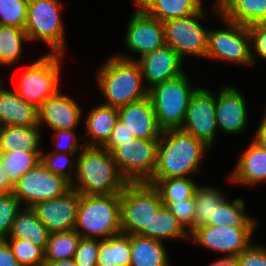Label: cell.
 <instances>
[{"label":"cell","mask_w":266,"mask_h":266,"mask_svg":"<svg viewBox=\"0 0 266 266\" xmlns=\"http://www.w3.org/2000/svg\"><path fill=\"white\" fill-rule=\"evenodd\" d=\"M208 151L211 149L202 141L180 128L164 130L159 138L157 163L151 179L194 176L201 170L202 156Z\"/></svg>","instance_id":"cell-1"},{"label":"cell","mask_w":266,"mask_h":266,"mask_svg":"<svg viewBox=\"0 0 266 266\" xmlns=\"http://www.w3.org/2000/svg\"><path fill=\"white\" fill-rule=\"evenodd\" d=\"M71 189L80 195L121 194L127 181L119 173L109 151L84 146L78 153Z\"/></svg>","instance_id":"cell-2"},{"label":"cell","mask_w":266,"mask_h":266,"mask_svg":"<svg viewBox=\"0 0 266 266\" xmlns=\"http://www.w3.org/2000/svg\"><path fill=\"white\" fill-rule=\"evenodd\" d=\"M97 71L96 81L105 102L102 104L119 108L148 97L140 65L116 55L107 58Z\"/></svg>","instance_id":"cell-3"},{"label":"cell","mask_w":266,"mask_h":266,"mask_svg":"<svg viewBox=\"0 0 266 266\" xmlns=\"http://www.w3.org/2000/svg\"><path fill=\"white\" fill-rule=\"evenodd\" d=\"M74 230L103 240L121 233L120 194L80 195Z\"/></svg>","instance_id":"cell-4"},{"label":"cell","mask_w":266,"mask_h":266,"mask_svg":"<svg viewBox=\"0 0 266 266\" xmlns=\"http://www.w3.org/2000/svg\"><path fill=\"white\" fill-rule=\"evenodd\" d=\"M162 206L151 184L127 183L120 194L121 233L151 238L152 218Z\"/></svg>","instance_id":"cell-5"},{"label":"cell","mask_w":266,"mask_h":266,"mask_svg":"<svg viewBox=\"0 0 266 266\" xmlns=\"http://www.w3.org/2000/svg\"><path fill=\"white\" fill-rule=\"evenodd\" d=\"M190 85L189 76L185 72L148 90L157 124L162 131L181 128L191 97L199 88Z\"/></svg>","instance_id":"cell-6"},{"label":"cell","mask_w":266,"mask_h":266,"mask_svg":"<svg viewBox=\"0 0 266 266\" xmlns=\"http://www.w3.org/2000/svg\"><path fill=\"white\" fill-rule=\"evenodd\" d=\"M60 0H29L25 33L29 41L42 40L51 49L48 53L65 54V28Z\"/></svg>","instance_id":"cell-7"},{"label":"cell","mask_w":266,"mask_h":266,"mask_svg":"<svg viewBox=\"0 0 266 266\" xmlns=\"http://www.w3.org/2000/svg\"><path fill=\"white\" fill-rule=\"evenodd\" d=\"M64 55L46 53L30 64L21 74L17 94L27 103L39 108L60 89L61 59Z\"/></svg>","instance_id":"cell-8"},{"label":"cell","mask_w":266,"mask_h":266,"mask_svg":"<svg viewBox=\"0 0 266 266\" xmlns=\"http://www.w3.org/2000/svg\"><path fill=\"white\" fill-rule=\"evenodd\" d=\"M159 139L134 138L111 152L117 169L127 183L148 182L157 163Z\"/></svg>","instance_id":"cell-9"},{"label":"cell","mask_w":266,"mask_h":266,"mask_svg":"<svg viewBox=\"0 0 266 266\" xmlns=\"http://www.w3.org/2000/svg\"><path fill=\"white\" fill-rule=\"evenodd\" d=\"M220 19L225 28L209 29L205 58L252 66L251 38L247 26Z\"/></svg>","instance_id":"cell-10"},{"label":"cell","mask_w":266,"mask_h":266,"mask_svg":"<svg viewBox=\"0 0 266 266\" xmlns=\"http://www.w3.org/2000/svg\"><path fill=\"white\" fill-rule=\"evenodd\" d=\"M205 13L202 8L188 17L163 23L166 45L172 47L182 59L186 55L205 58L209 32L208 27H203L201 23L206 17Z\"/></svg>","instance_id":"cell-11"},{"label":"cell","mask_w":266,"mask_h":266,"mask_svg":"<svg viewBox=\"0 0 266 266\" xmlns=\"http://www.w3.org/2000/svg\"><path fill=\"white\" fill-rule=\"evenodd\" d=\"M71 190V183L64 177L48 170L40 162L22 175L14 185L13 193L22 207H32L35 203L62 197Z\"/></svg>","instance_id":"cell-12"},{"label":"cell","mask_w":266,"mask_h":266,"mask_svg":"<svg viewBox=\"0 0 266 266\" xmlns=\"http://www.w3.org/2000/svg\"><path fill=\"white\" fill-rule=\"evenodd\" d=\"M182 130L192 134L210 149L216 141L217 121L215 94L208 89L199 87L189 102ZM217 133V134H216Z\"/></svg>","instance_id":"cell-13"},{"label":"cell","mask_w":266,"mask_h":266,"mask_svg":"<svg viewBox=\"0 0 266 266\" xmlns=\"http://www.w3.org/2000/svg\"><path fill=\"white\" fill-rule=\"evenodd\" d=\"M255 229L204 225L194 229L189 239L204 248L225 254V258H236L253 243Z\"/></svg>","instance_id":"cell-14"},{"label":"cell","mask_w":266,"mask_h":266,"mask_svg":"<svg viewBox=\"0 0 266 266\" xmlns=\"http://www.w3.org/2000/svg\"><path fill=\"white\" fill-rule=\"evenodd\" d=\"M137 9L126 27L125 45L129 51L140 54L139 58L166 45L163 23L149 16L135 3Z\"/></svg>","instance_id":"cell-15"},{"label":"cell","mask_w":266,"mask_h":266,"mask_svg":"<svg viewBox=\"0 0 266 266\" xmlns=\"http://www.w3.org/2000/svg\"><path fill=\"white\" fill-rule=\"evenodd\" d=\"M80 194L71 189L62 197L35 203L31 209L49 233L74 230Z\"/></svg>","instance_id":"cell-16"},{"label":"cell","mask_w":266,"mask_h":266,"mask_svg":"<svg viewBox=\"0 0 266 266\" xmlns=\"http://www.w3.org/2000/svg\"><path fill=\"white\" fill-rule=\"evenodd\" d=\"M119 58L137 61L140 65L142 77L145 79L146 87L174 79L183 73V59L170 46L157 49L141 58L133 59L128 55H116Z\"/></svg>","instance_id":"cell-17"},{"label":"cell","mask_w":266,"mask_h":266,"mask_svg":"<svg viewBox=\"0 0 266 266\" xmlns=\"http://www.w3.org/2000/svg\"><path fill=\"white\" fill-rule=\"evenodd\" d=\"M218 130L226 134H239L248 126L247 103L237 87L223 85L215 94Z\"/></svg>","instance_id":"cell-18"},{"label":"cell","mask_w":266,"mask_h":266,"mask_svg":"<svg viewBox=\"0 0 266 266\" xmlns=\"http://www.w3.org/2000/svg\"><path fill=\"white\" fill-rule=\"evenodd\" d=\"M39 127L46 123L52 131L75 130L81 123L82 108L75 99L64 95L60 90L38 108Z\"/></svg>","instance_id":"cell-19"},{"label":"cell","mask_w":266,"mask_h":266,"mask_svg":"<svg viewBox=\"0 0 266 266\" xmlns=\"http://www.w3.org/2000/svg\"><path fill=\"white\" fill-rule=\"evenodd\" d=\"M118 120L138 139H159L162 130L149 97L117 108Z\"/></svg>","instance_id":"cell-20"},{"label":"cell","mask_w":266,"mask_h":266,"mask_svg":"<svg viewBox=\"0 0 266 266\" xmlns=\"http://www.w3.org/2000/svg\"><path fill=\"white\" fill-rule=\"evenodd\" d=\"M229 180L234 184L255 186L266 181V150L253 140L239 156Z\"/></svg>","instance_id":"cell-21"},{"label":"cell","mask_w":266,"mask_h":266,"mask_svg":"<svg viewBox=\"0 0 266 266\" xmlns=\"http://www.w3.org/2000/svg\"><path fill=\"white\" fill-rule=\"evenodd\" d=\"M212 12L219 18L249 26L266 23V0H214Z\"/></svg>","instance_id":"cell-22"},{"label":"cell","mask_w":266,"mask_h":266,"mask_svg":"<svg viewBox=\"0 0 266 266\" xmlns=\"http://www.w3.org/2000/svg\"><path fill=\"white\" fill-rule=\"evenodd\" d=\"M0 82V127L39 126L38 108L24 101L17 92L4 89Z\"/></svg>","instance_id":"cell-23"},{"label":"cell","mask_w":266,"mask_h":266,"mask_svg":"<svg viewBox=\"0 0 266 266\" xmlns=\"http://www.w3.org/2000/svg\"><path fill=\"white\" fill-rule=\"evenodd\" d=\"M84 121L86 142L89 147H103L109 140L111 133L118 121V110L115 107L99 104L88 111Z\"/></svg>","instance_id":"cell-24"},{"label":"cell","mask_w":266,"mask_h":266,"mask_svg":"<svg viewBox=\"0 0 266 266\" xmlns=\"http://www.w3.org/2000/svg\"><path fill=\"white\" fill-rule=\"evenodd\" d=\"M203 0H133L149 16L160 22L184 18L199 12Z\"/></svg>","instance_id":"cell-25"},{"label":"cell","mask_w":266,"mask_h":266,"mask_svg":"<svg viewBox=\"0 0 266 266\" xmlns=\"http://www.w3.org/2000/svg\"><path fill=\"white\" fill-rule=\"evenodd\" d=\"M130 266H170L169 254L163 241L130 235Z\"/></svg>","instance_id":"cell-26"},{"label":"cell","mask_w":266,"mask_h":266,"mask_svg":"<svg viewBox=\"0 0 266 266\" xmlns=\"http://www.w3.org/2000/svg\"><path fill=\"white\" fill-rule=\"evenodd\" d=\"M49 232L30 207H22L6 239H24L45 250Z\"/></svg>","instance_id":"cell-27"},{"label":"cell","mask_w":266,"mask_h":266,"mask_svg":"<svg viewBox=\"0 0 266 266\" xmlns=\"http://www.w3.org/2000/svg\"><path fill=\"white\" fill-rule=\"evenodd\" d=\"M40 130L39 126H1V154L12 152L15 148H22L26 151H42Z\"/></svg>","instance_id":"cell-28"},{"label":"cell","mask_w":266,"mask_h":266,"mask_svg":"<svg viewBox=\"0 0 266 266\" xmlns=\"http://www.w3.org/2000/svg\"><path fill=\"white\" fill-rule=\"evenodd\" d=\"M226 198L218 207H215L213 220L206 225L224 226L235 228H256L258 221L246 213L244 199L237 198L229 202Z\"/></svg>","instance_id":"cell-29"},{"label":"cell","mask_w":266,"mask_h":266,"mask_svg":"<svg viewBox=\"0 0 266 266\" xmlns=\"http://www.w3.org/2000/svg\"><path fill=\"white\" fill-rule=\"evenodd\" d=\"M130 235L120 233L100 239L97 266H130Z\"/></svg>","instance_id":"cell-30"},{"label":"cell","mask_w":266,"mask_h":266,"mask_svg":"<svg viewBox=\"0 0 266 266\" xmlns=\"http://www.w3.org/2000/svg\"><path fill=\"white\" fill-rule=\"evenodd\" d=\"M41 153L42 151H26L22 148H15L12 152L1 154V167L13 186L22 175L41 162Z\"/></svg>","instance_id":"cell-31"},{"label":"cell","mask_w":266,"mask_h":266,"mask_svg":"<svg viewBox=\"0 0 266 266\" xmlns=\"http://www.w3.org/2000/svg\"><path fill=\"white\" fill-rule=\"evenodd\" d=\"M194 180L190 177L150 179L147 183L158 191L162 202H174L185 200L195 195V190L199 185Z\"/></svg>","instance_id":"cell-32"},{"label":"cell","mask_w":266,"mask_h":266,"mask_svg":"<svg viewBox=\"0 0 266 266\" xmlns=\"http://www.w3.org/2000/svg\"><path fill=\"white\" fill-rule=\"evenodd\" d=\"M24 41L29 42L24 29L0 25V66H11L20 60Z\"/></svg>","instance_id":"cell-33"},{"label":"cell","mask_w":266,"mask_h":266,"mask_svg":"<svg viewBox=\"0 0 266 266\" xmlns=\"http://www.w3.org/2000/svg\"><path fill=\"white\" fill-rule=\"evenodd\" d=\"M80 238L75 230L50 233L44 250L45 262L72 259Z\"/></svg>","instance_id":"cell-34"},{"label":"cell","mask_w":266,"mask_h":266,"mask_svg":"<svg viewBox=\"0 0 266 266\" xmlns=\"http://www.w3.org/2000/svg\"><path fill=\"white\" fill-rule=\"evenodd\" d=\"M151 238L163 242L166 239H187L189 238V232L169 209L163 205L152 218Z\"/></svg>","instance_id":"cell-35"},{"label":"cell","mask_w":266,"mask_h":266,"mask_svg":"<svg viewBox=\"0 0 266 266\" xmlns=\"http://www.w3.org/2000/svg\"><path fill=\"white\" fill-rule=\"evenodd\" d=\"M225 199L226 197L220 189L213 186H199L195 190L194 229L206 225L209 220H213L215 207H218Z\"/></svg>","instance_id":"cell-36"},{"label":"cell","mask_w":266,"mask_h":266,"mask_svg":"<svg viewBox=\"0 0 266 266\" xmlns=\"http://www.w3.org/2000/svg\"><path fill=\"white\" fill-rule=\"evenodd\" d=\"M20 266H43L44 250L24 239H5Z\"/></svg>","instance_id":"cell-37"},{"label":"cell","mask_w":266,"mask_h":266,"mask_svg":"<svg viewBox=\"0 0 266 266\" xmlns=\"http://www.w3.org/2000/svg\"><path fill=\"white\" fill-rule=\"evenodd\" d=\"M29 0H0V25L24 29Z\"/></svg>","instance_id":"cell-38"},{"label":"cell","mask_w":266,"mask_h":266,"mask_svg":"<svg viewBox=\"0 0 266 266\" xmlns=\"http://www.w3.org/2000/svg\"><path fill=\"white\" fill-rule=\"evenodd\" d=\"M74 154L76 155L77 153L48 152L45 154L42 150L41 162L52 173L62 176L70 183H72L76 174V165H77L76 163L77 161H74V159H72L71 157V156L74 157ZM71 167L73 168V172L72 171L70 172L71 169L67 170L68 168Z\"/></svg>","instance_id":"cell-39"},{"label":"cell","mask_w":266,"mask_h":266,"mask_svg":"<svg viewBox=\"0 0 266 266\" xmlns=\"http://www.w3.org/2000/svg\"><path fill=\"white\" fill-rule=\"evenodd\" d=\"M22 209L14 193H0V239L8 238L17 213Z\"/></svg>","instance_id":"cell-40"},{"label":"cell","mask_w":266,"mask_h":266,"mask_svg":"<svg viewBox=\"0 0 266 266\" xmlns=\"http://www.w3.org/2000/svg\"><path fill=\"white\" fill-rule=\"evenodd\" d=\"M162 203L184 226L189 234L194 230V217L196 214L195 195L185 200Z\"/></svg>","instance_id":"cell-41"},{"label":"cell","mask_w":266,"mask_h":266,"mask_svg":"<svg viewBox=\"0 0 266 266\" xmlns=\"http://www.w3.org/2000/svg\"><path fill=\"white\" fill-rule=\"evenodd\" d=\"M99 247L100 239L81 237L73 257L75 264L77 266H97Z\"/></svg>","instance_id":"cell-42"},{"label":"cell","mask_w":266,"mask_h":266,"mask_svg":"<svg viewBox=\"0 0 266 266\" xmlns=\"http://www.w3.org/2000/svg\"><path fill=\"white\" fill-rule=\"evenodd\" d=\"M251 38V58L253 65L256 59L266 60V23H256L247 26Z\"/></svg>","instance_id":"cell-43"},{"label":"cell","mask_w":266,"mask_h":266,"mask_svg":"<svg viewBox=\"0 0 266 266\" xmlns=\"http://www.w3.org/2000/svg\"><path fill=\"white\" fill-rule=\"evenodd\" d=\"M76 130H57V131H52L54 134V145L55 150L52 152H57V153H79L84 145L79 144L77 135H76ZM56 141V143H55ZM81 145V146H80Z\"/></svg>","instance_id":"cell-44"},{"label":"cell","mask_w":266,"mask_h":266,"mask_svg":"<svg viewBox=\"0 0 266 266\" xmlns=\"http://www.w3.org/2000/svg\"><path fill=\"white\" fill-rule=\"evenodd\" d=\"M236 259L239 266H266V246L252 243Z\"/></svg>","instance_id":"cell-45"},{"label":"cell","mask_w":266,"mask_h":266,"mask_svg":"<svg viewBox=\"0 0 266 266\" xmlns=\"http://www.w3.org/2000/svg\"><path fill=\"white\" fill-rule=\"evenodd\" d=\"M134 138V135L125 128V125L121 121L118 120L108 142L103 146V148L111 152L115 147L127 141H131Z\"/></svg>","instance_id":"cell-46"},{"label":"cell","mask_w":266,"mask_h":266,"mask_svg":"<svg viewBox=\"0 0 266 266\" xmlns=\"http://www.w3.org/2000/svg\"><path fill=\"white\" fill-rule=\"evenodd\" d=\"M0 266H20L5 239H0Z\"/></svg>","instance_id":"cell-47"},{"label":"cell","mask_w":266,"mask_h":266,"mask_svg":"<svg viewBox=\"0 0 266 266\" xmlns=\"http://www.w3.org/2000/svg\"><path fill=\"white\" fill-rule=\"evenodd\" d=\"M262 120L257 127V132L254 135V139H252L256 144H258L261 148L266 150V109L264 110V115L261 118Z\"/></svg>","instance_id":"cell-48"},{"label":"cell","mask_w":266,"mask_h":266,"mask_svg":"<svg viewBox=\"0 0 266 266\" xmlns=\"http://www.w3.org/2000/svg\"><path fill=\"white\" fill-rule=\"evenodd\" d=\"M14 186L8 180L6 173L3 171V168L0 164V193H12Z\"/></svg>","instance_id":"cell-49"},{"label":"cell","mask_w":266,"mask_h":266,"mask_svg":"<svg viewBox=\"0 0 266 266\" xmlns=\"http://www.w3.org/2000/svg\"><path fill=\"white\" fill-rule=\"evenodd\" d=\"M209 266H239L236 258L221 257L212 262Z\"/></svg>","instance_id":"cell-50"},{"label":"cell","mask_w":266,"mask_h":266,"mask_svg":"<svg viewBox=\"0 0 266 266\" xmlns=\"http://www.w3.org/2000/svg\"><path fill=\"white\" fill-rule=\"evenodd\" d=\"M43 266H77L72 259L58 260L55 262H45Z\"/></svg>","instance_id":"cell-51"}]
</instances>
